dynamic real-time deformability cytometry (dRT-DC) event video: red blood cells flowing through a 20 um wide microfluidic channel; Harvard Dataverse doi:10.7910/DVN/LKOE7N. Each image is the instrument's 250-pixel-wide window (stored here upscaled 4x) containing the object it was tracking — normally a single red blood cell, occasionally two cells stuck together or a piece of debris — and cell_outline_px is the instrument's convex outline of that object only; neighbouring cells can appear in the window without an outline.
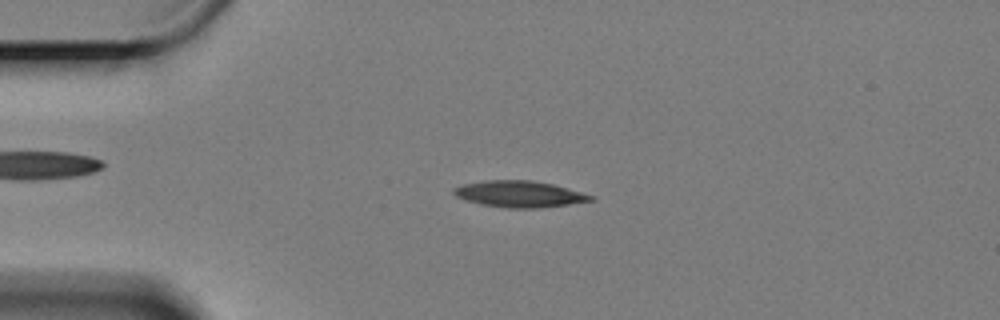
{"species": "Egyptian fruit bat (a non-hibernating species)", "species_latin": "Rousettus aegyptiacus", "temperature_condition": "cold", "stored_images_in_passage": 52, "camera_frame_rate_fps": 3000, "um_per_image_px": 0.085, "animal": {"sex": "female"}, "frame": {"image": 1, "passage_image": 6, "time_ms": 1.667, "image_size_px": [1000, 320], "cell_outline_px": [[596, 200], [540, 208], [508, 208], [480, 204], [464, 200], [456, 196], [452, 192], [452, 188], [464, 184], [484, 180], [532, 180], [552, 184], [580, 192], [592, 196]], "centroid_in_image_um": [44.09, 16.49], "position_along_channel_um": 40.9, "area_um2": 20.98}}
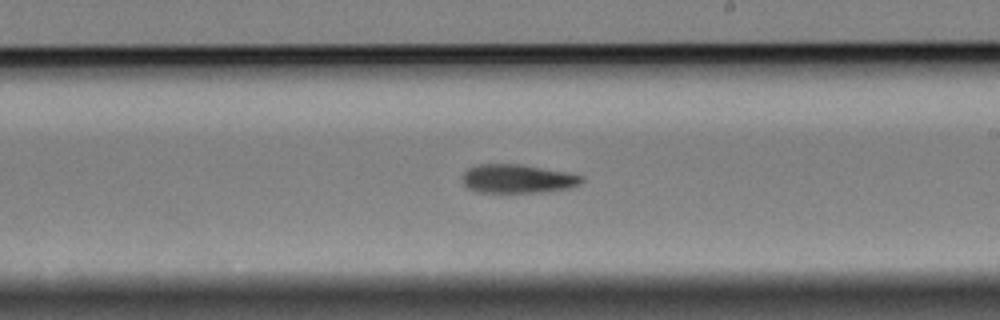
{"frame": {"image": 2, "passage_image": 27, "time_ms": 8.667, "image_size_px": [1000, 320], "cell_outline_px": [[584, 180], [580, 184], [572, 188], [544, 192], [476, 192], [468, 188], [464, 184], [460, 176], [468, 168], [476, 164], [520, 164], [568, 172], [584, 176]], "centroid_in_image_um": [44.0, 15.19], "position_along_channel_um": 245.0, "area_um2": 20.29}}
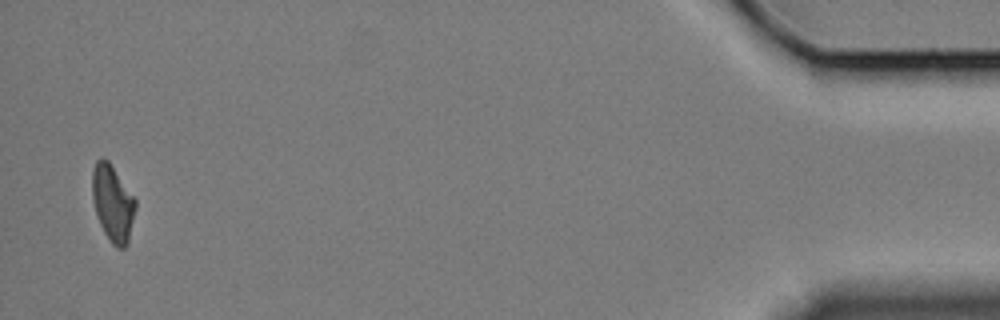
{"frame": {"image": 3, "passage_image": 51, "time_ms": 16.667, "image_size_px": [1000, 320], "cell_outline_px": [[136, 208], [128, 244], [124, 248], [116, 248], [112, 244], [104, 232], [100, 224], [92, 200], [92, 168], [96, 160], [100, 156], [108, 160], [136, 200]], "centroid_in_image_um": [9.57, 17.26], "position_along_channel_um": 425.6, "area_um2": 19.36}, "authors_computed_cell_mechanics": {"area_um2": 20.3745, "velocity_mm_per_s": 3.2826, "shape_relaxation_time_tau1_ms": 7.569, "shape_relaxation_time_tau2_ms": null, "deformation_change_tau1": 0.1756, "deformation_change_tau2": null}}